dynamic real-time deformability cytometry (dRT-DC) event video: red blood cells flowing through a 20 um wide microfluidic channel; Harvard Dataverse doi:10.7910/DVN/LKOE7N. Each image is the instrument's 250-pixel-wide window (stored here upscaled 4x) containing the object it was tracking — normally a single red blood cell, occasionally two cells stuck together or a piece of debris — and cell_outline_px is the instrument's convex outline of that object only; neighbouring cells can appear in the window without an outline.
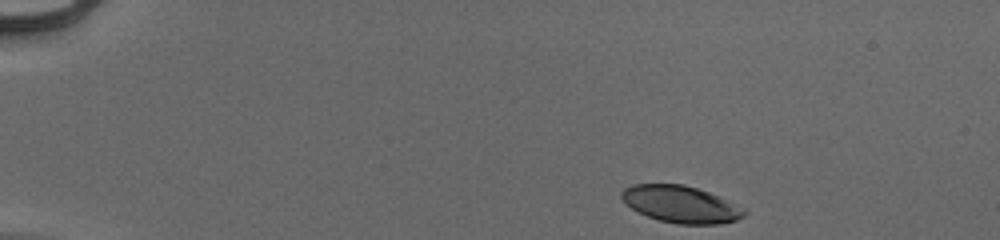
{"species": "human", "species_latin": "Homo sapiens", "temperature_condition": "cold", "stored_images_in_passage": 46, "camera_frame_rate_fps": 3000, "um_per_image_px": 0.085, "donor": {"sex": "male"}, "frame": {"image": 1, "passage_image": 1, "time_ms": 0.0, "image_size_px": [1000, 240], "cell_outline_px": [[748, 212], [744, 216], [736, 220], [720, 224], [676, 224], [660, 220], [648, 216], [632, 208], [620, 196], [620, 192], [624, 188], [632, 184], [684, 184], [720, 196], [744, 208]], "centroid_in_image_um": [57.9, 17.36], "position_along_channel_um": 27.1, "area_um2": 26.36}}
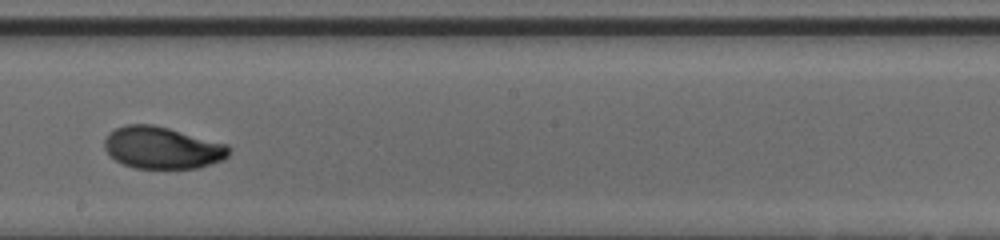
{"frame": {"image": 2, "passage_image": 25, "time_ms": 8.0, "image_size_px": [1000, 240], "cell_outline_px": [[232, 152], [224, 160], [196, 168], [136, 168], [124, 164], [116, 160], [104, 148], [104, 140], [108, 132], [124, 124], [152, 124], [168, 128], [228, 144], [232, 148]], "centroid_in_image_um": [13.82, 12.55], "position_along_channel_um": 234.4, "area_um2": 30.58}}
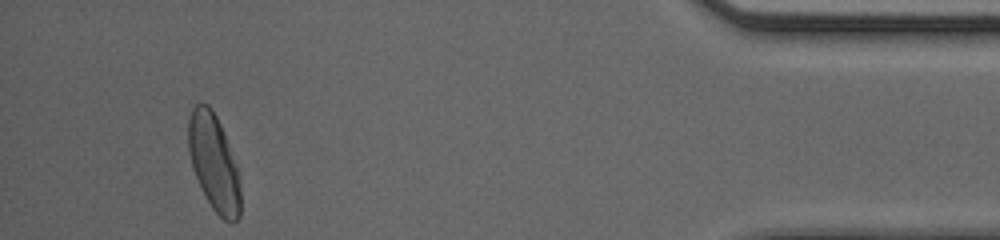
{"frame": {"image": 3, "passage_image": 43, "time_ms": 14.0, "image_size_px": [1000, 240], "cell_outline_px": [[240, 216], [232, 224], [224, 220], [212, 208], [192, 168], [188, 152], [188, 120], [192, 108], [196, 104], [208, 104], [212, 108], [220, 124], [236, 168], [240, 184]], "centroid_in_image_um": [18.16, 13.83], "position_along_channel_um": 417.0, "area_um2": 28.78}, "authors_computed_cell_mechanics": {"area_um2": 29.9693, "velocity_mm_per_s": 3.9507, "shape_relaxation_time_tau1_ms": 3.7381, "shape_relaxation_time_tau2_ms": 1.4307, "deformation_change_tau1": 0.1581, "deformation_change_tau2": 0.0501}}